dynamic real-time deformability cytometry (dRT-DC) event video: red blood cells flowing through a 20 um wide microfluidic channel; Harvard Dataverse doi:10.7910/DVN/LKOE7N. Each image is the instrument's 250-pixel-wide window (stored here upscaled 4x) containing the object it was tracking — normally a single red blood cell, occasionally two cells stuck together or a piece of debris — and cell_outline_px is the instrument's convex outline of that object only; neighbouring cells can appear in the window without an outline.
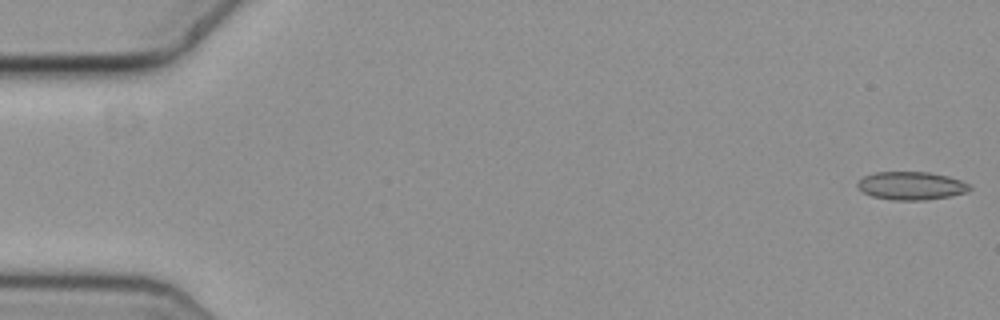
{"species": "common noctule bat (a hibernating species)", "species_latin": "Nyctalus noctula", "temperature_condition": "cold", "stored_images_in_passage": 53, "camera_frame_rate_fps": 3000, "um_per_image_px": 0.085, "animal": {"sex": "female", "body_mass_g": 19.3, "forearm_length_mm": 54.1}, "frame": {"image": 1, "passage_image": 1, "time_ms": 0.0, "image_size_px": [1000, 320], "cell_outline_px": [[972, 188], [964, 192], [948, 196], [924, 200], [892, 200], [872, 196], [864, 192], [856, 184], [864, 176], [876, 172], [928, 172], [948, 176], [960, 180], [968, 184]], "centroid_in_image_um": [77.44, 15.78], "position_along_channel_um": 7.6, "area_um2": 18.09}}
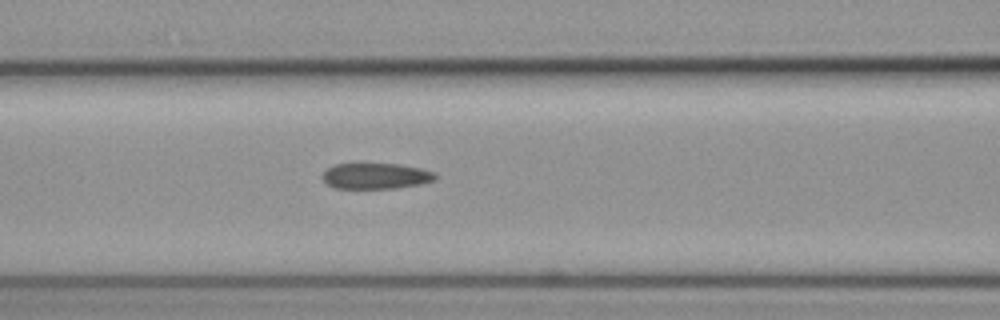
{"frame": {"image": 2, "passage_image": 24, "time_ms": 7.667, "image_size_px": [1000, 320], "cell_outline_px": [[436, 180], [420, 184], [396, 188], [332, 188], [320, 176], [332, 164], [356, 160], [360, 160], [400, 164], [420, 168], [436, 172]], "centroid_in_image_um": [31.89, 14.89], "position_along_channel_um": 134.7, "area_um2": 18.09}}
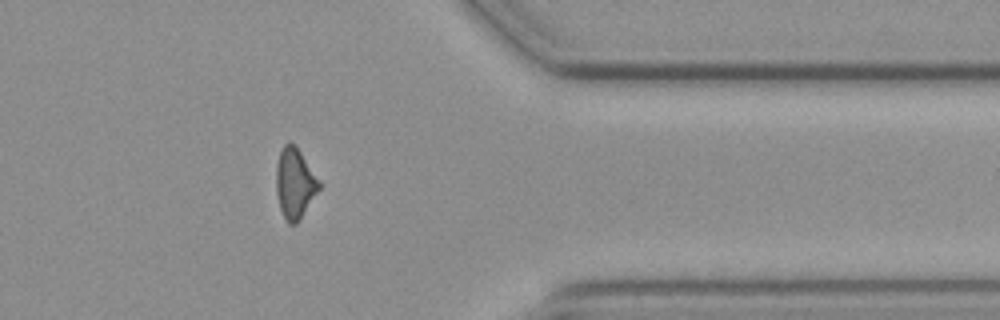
{"frame": {"image": 3, "passage_image": 46, "time_ms": 15.0, "image_size_px": [1000, 320], "cell_outline_px": [[320, 188], [300, 220], [296, 224], [288, 224], [280, 208], [276, 192], [276, 168], [280, 152], [284, 144], [288, 140], [300, 152], [320, 180]], "centroid_in_image_um": [25.06, 15.6], "position_along_channel_um": 386.3, "area_um2": 17.46}, "authors_computed_cell_mechanics": {"area_um2": 17.918, "velocity_mm_per_s": 3.6531, "shape_relaxation_time_tau1_ms": null, "shape_relaxation_time_tau2_ms": 5.1765, "deformation_change_tau1": null, "deformation_change_tau2": 0.1438}}